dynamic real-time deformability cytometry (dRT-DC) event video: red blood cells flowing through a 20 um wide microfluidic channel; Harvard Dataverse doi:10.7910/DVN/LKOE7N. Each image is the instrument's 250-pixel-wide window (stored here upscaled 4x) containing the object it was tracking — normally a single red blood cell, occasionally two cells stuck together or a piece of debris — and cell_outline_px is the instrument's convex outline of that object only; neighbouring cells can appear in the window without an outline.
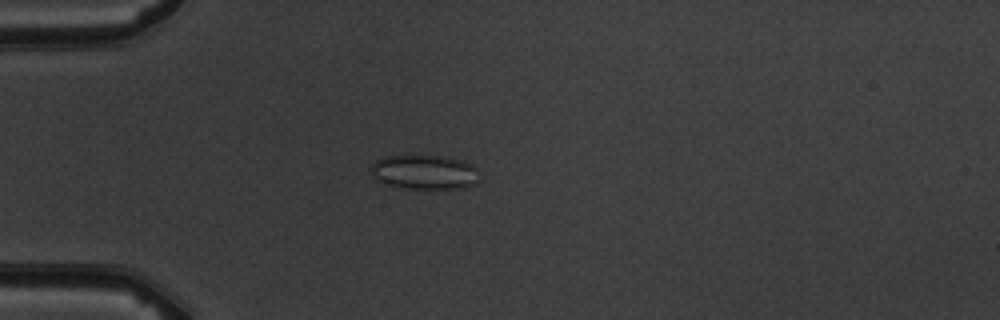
{"species": "common noctule bat (a hibernating species)", "species_latin": "Nyctalus noctula", "temperature_condition": "warm", "stored_images_in_passage": 3, "camera_frame_rate_fps": 3000, "um_per_image_px": 0.085, "animal": {"sex": "male", "body_mass_g": 19.5, "forearm_length_mm": 54.6}, "frame": {"image": 1, "passage_image": 3, "time_ms": 2.333, "image_size_px": [1000, 320], "cell_outline_px": [[480, 180], [476, 184], [464, 188], [408, 188], [388, 184], [376, 180], [372, 176], [372, 164], [376, 160], [384, 156], [444, 156], [464, 160], [472, 164], [476, 168]], "centroid_in_image_um": [36.13, 14.62], "position_along_channel_um": 48.9, "area_um2": 21.79}}